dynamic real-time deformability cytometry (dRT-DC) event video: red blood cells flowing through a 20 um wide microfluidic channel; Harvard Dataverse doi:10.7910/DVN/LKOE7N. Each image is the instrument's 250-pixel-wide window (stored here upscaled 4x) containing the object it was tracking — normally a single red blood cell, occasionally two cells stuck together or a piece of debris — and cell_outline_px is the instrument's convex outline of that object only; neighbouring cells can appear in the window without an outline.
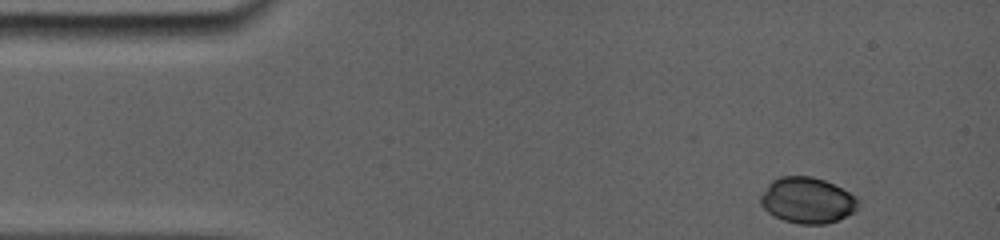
{"species": "common noctule bat (a hibernating species)", "species_latin": "Nyctalus noctula", "temperature_condition": "room temperature", "stored_images_in_passage": 7, "camera_frame_rate_fps": 5000, "um_per_image_px": 0.085, "animal": {"sex": "female", "body_mass_g": 19.0, "forearm_length_mm": 56.7}, "frame": {"image": 1, "passage_image": 1, "time_ms": 0.0, "image_size_px": [1000, 240], "cell_outline_px": [[860, 208], [856, 212], [836, 220], [824, 224], [800, 224], [784, 220], [768, 212], [760, 204], [760, 196], [768, 184], [772, 180], [780, 176], [812, 176], [824, 180], [856, 196], [860, 200]], "centroid_in_image_um": [68.64, 17.03], "position_along_channel_um": 16.4, "area_um2": 26.18}}
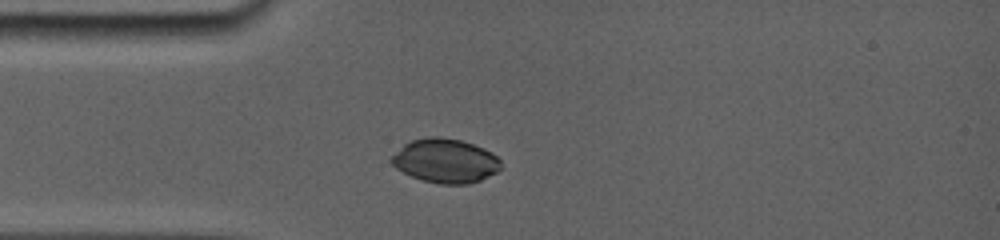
{"frame": {"image": 2, "passage_image": 5, "time_ms": 2.8, "image_size_px": [1000, 240], "cell_outline_px": [[500, 168], [496, 172], [480, 180], [468, 184], [440, 184], [424, 180], [412, 176], [396, 168], [392, 164], [392, 156], [404, 144], [412, 140], [460, 140], [472, 144], [496, 156], [500, 160]], "centroid_in_image_um": [37.86, 13.73], "position_along_channel_um": 47.1, "area_um2": 26.76}}
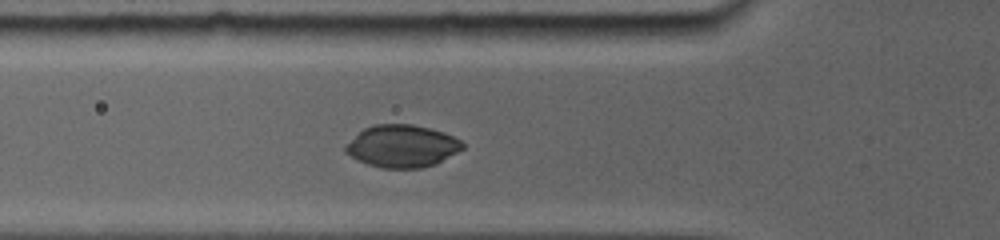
{"frame": {"image": 3, "passage_image": 7, "time_ms": 4.2, "image_size_px": [1000, 240], "cell_outline_px": [[464, 148], [436, 164], [420, 168], [380, 168], [368, 164], [344, 152], [344, 148], [364, 128], [376, 124], [412, 124], [428, 128], [452, 136], [460, 140], [464, 144]], "centroid_in_image_um": [34.19, 12.43], "position_along_channel_um": 91.6, "area_um2": 28.44}}